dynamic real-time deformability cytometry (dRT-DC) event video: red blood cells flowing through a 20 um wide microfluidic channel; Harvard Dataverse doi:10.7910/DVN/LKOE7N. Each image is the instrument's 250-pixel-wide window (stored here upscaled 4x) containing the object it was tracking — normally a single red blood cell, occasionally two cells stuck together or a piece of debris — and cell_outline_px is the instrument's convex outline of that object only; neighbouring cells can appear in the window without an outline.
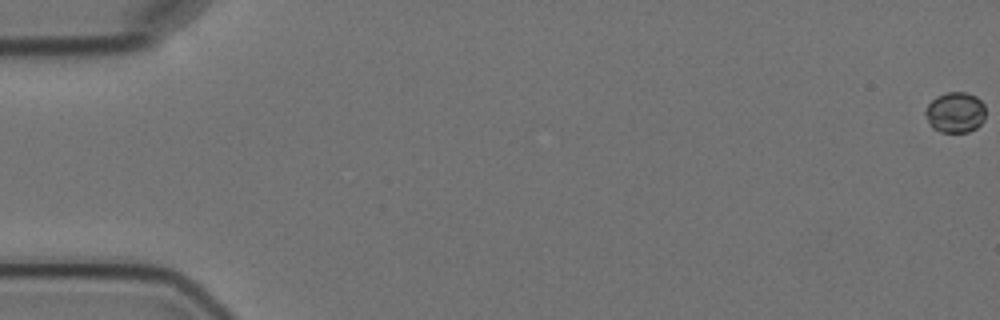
{"species": "Egyptian fruit bat (a non-hibernating species)", "species_latin": "Rousettus aegyptiacus", "temperature_condition": "cold", "stored_images_in_passage": 8, "camera_frame_rate_fps": 3000, "um_per_image_px": 0.085, "animal": {"sex": "female"}, "frame": {"image": 1, "passage_image": 1, "time_ms": 0.0, "image_size_px": [1000, 320], "cell_outline_px": [[984, 120], [976, 128], [968, 132], [940, 132], [932, 128], [928, 124], [924, 112], [928, 104], [936, 96], [948, 92], [964, 92], [976, 96], [984, 104]], "centroid_in_image_um": [81.17, 9.56], "position_along_channel_um": 3.8, "area_um2": 14.33}}
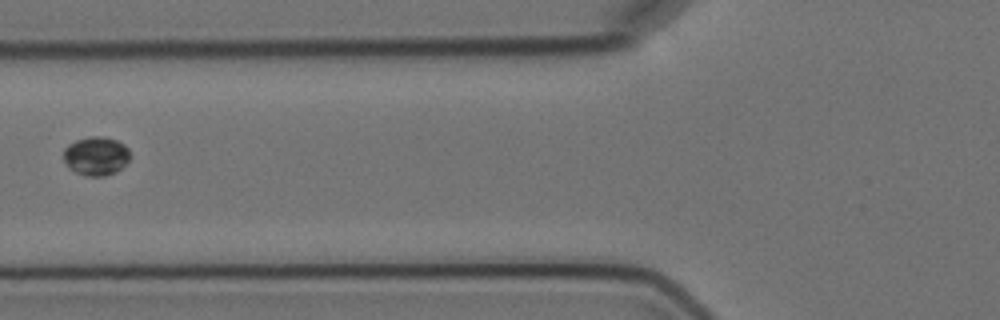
{"frame": {"image": 2, "passage_image": 7, "time_ms": 7.667, "image_size_px": [1000, 320], "cell_outline_px": [[128, 160], [116, 172], [104, 176], [84, 176], [68, 168], [64, 164], [64, 148], [68, 144], [76, 140], [88, 136], [104, 136], [116, 140], [124, 144], [128, 148]], "centroid_in_image_um": [8.12, 13.25], "position_along_channel_um": 117.7, "area_um2": 15.09}}
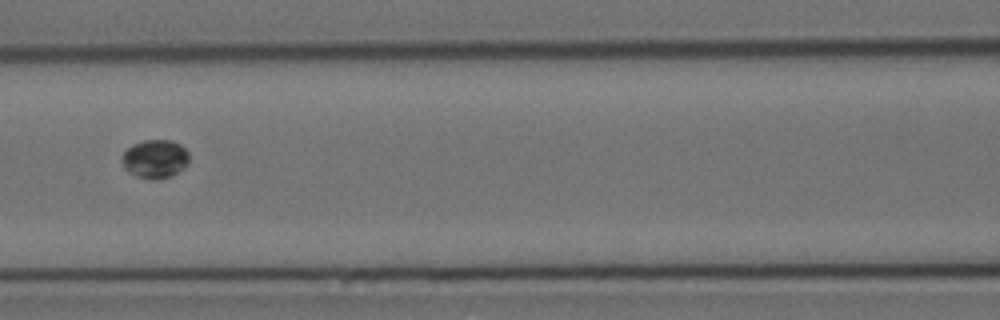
{"frame": {"image": 3, "passage_image": 8, "time_ms": 8.667, "image_size_px": [1000, 320], "cell_outline_px": [[188, 164], [184, 168], [172, 176], [156, 180], [152, 180], [136, 176], [128, 172], [124, 168], [120, 156], [132, 144], [144, 140], [172, 140], [180, 144], [188, 152]], "centroid_in_image_um": [13.17, 13.51], "position_along_channel_um": 153.4, "area_um2": 15.32}}